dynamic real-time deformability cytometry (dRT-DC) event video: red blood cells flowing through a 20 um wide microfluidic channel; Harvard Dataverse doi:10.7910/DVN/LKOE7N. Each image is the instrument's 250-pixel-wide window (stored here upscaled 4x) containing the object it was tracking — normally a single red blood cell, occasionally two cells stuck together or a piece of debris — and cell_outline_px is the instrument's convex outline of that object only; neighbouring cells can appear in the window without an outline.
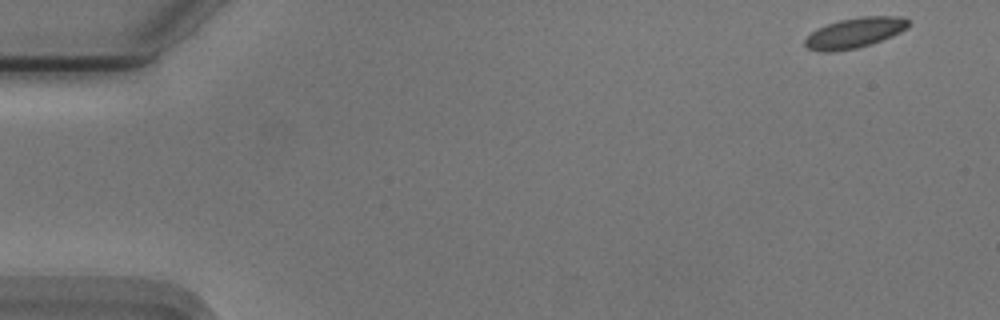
{"species": "Egyptian fruit bat (a non-hibernating species)", "species_latin": "Rousettus aegyptiacus", "temperature_condition": "cold", "stored_images_in_passage": 54, "camera_frame_rate_fps": 3000, "um_per_image_px": 0.085, "animal": {"sex": "male"}, "frame": {"image": 1, "passage_image": 1, "time_ms": 0.0, "image_size_px": [1000, 320], "cell_outline_px": [[908, 28], [900, 32], [880, 40], [856, 48], [832, 52], [820, 52], [808, 48], [804, 44], [804, 40], [816, 28], [840, 20], [860, 16], [904, 16], [908, 20]], "centroid_in_image_um": [72.63, 2.78], "position_along_channel_um": 12.4, "area_um2": 18.09}}
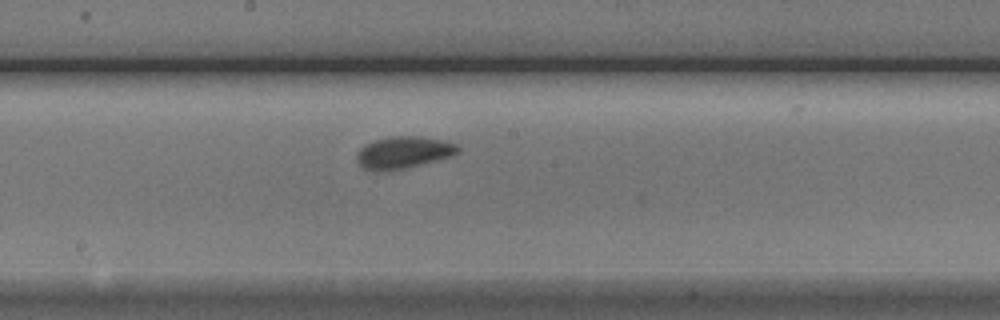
{"frame": {"image": 2, "passage_image": 28, "time_ms": 9.0, "image_size_px": [1000, 320], "cell_outline_px": [[460, 152], [452, 156], [404, 168], [364, 168], [356, 160], [356, 156], [360, 148], [364, 144], [372, 140], [392, 136], [420, 136], [444, 140], [456, 144], [460, 148]], "centroid_in_image_um": [34.34, 12.9], "position_along_channel_um": 213.9, "area_um2": 18.38}}
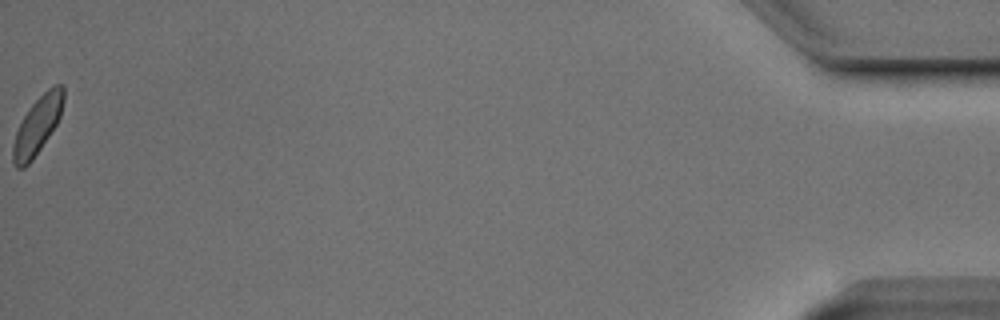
{"frame": {"image": 3, "passage_image": 54, "time_ms": 17.667, "image_size_px": [1000, 320], "cell_outline_px": [[64, 100], [60, 116], [56, 124], [32, 160], [24, 168], [16, 168], [12, 160], [12, 148], [16, 132], [24, 116], [32, 104], [48, 88], [56, 84], [64, 84]], "centroid_in_image_um": [3.18, 10.65], "position_along_channel_um": 432.0, "area_um2": 16.65}, "authors_computed_cell_mechanics": {"area_um2": 17.6001, "velocity_mm_per_s": 3.695, "shape_relaxation_time_tau1_ms": 1.7417, "shape_relaxation_time_tau2_ms": null, "deformation_change_tau1": 0.084, "deformation_change_tau2": null}}